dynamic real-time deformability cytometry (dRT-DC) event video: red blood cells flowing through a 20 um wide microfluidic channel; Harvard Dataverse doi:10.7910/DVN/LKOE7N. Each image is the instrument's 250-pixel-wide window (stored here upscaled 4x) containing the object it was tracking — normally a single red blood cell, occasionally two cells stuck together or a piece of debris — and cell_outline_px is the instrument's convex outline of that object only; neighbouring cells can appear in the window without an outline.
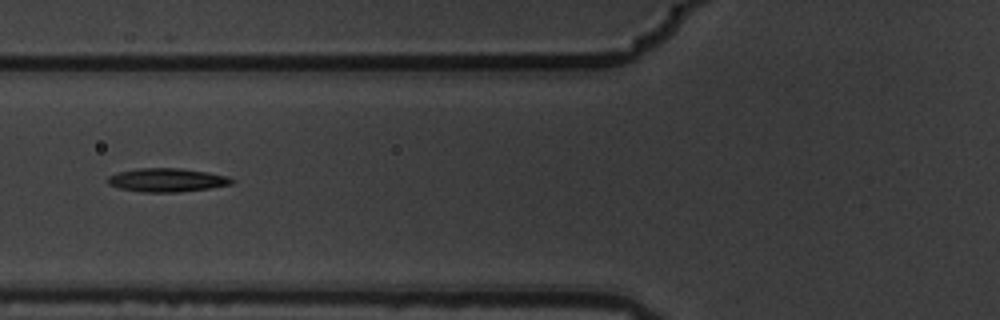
{"species": "common noctule bat (a hibernating species)", "species_latin": "Nyctalus noctula", "temperature_condition": "warm", "stored_images_in_passage": 10, "camera_frame_rate_fps": 3000, "um_per_image_px": 0.085, "animal": {"sex": "male", "body_mass_g": 19.5, "forearm_length_mm": 54.6}, "frame": {"image": 1, "passage_image": 6, "time_ms": 1.667, "image_size_px": [1000, 320], "cell_outline_px": [[232, 184], [208, 188], [180, 192], [140, 192], [120, 188], [108, 184], [108, 176], [116, 172], [136, 168], [184, 168], [208, 172], [228, 176], [232, 180]], "centroid_in_image_um": [14.15, 15.29], "position_along_channel_um": 111.6, "area_um2": 17.11}}
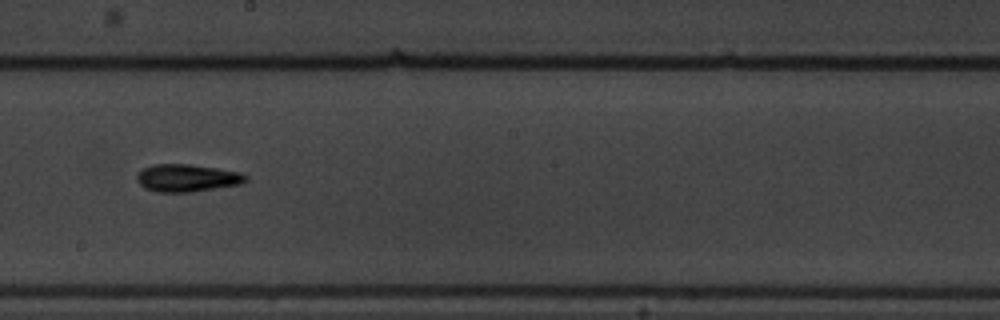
{"frame": {"image": 2, "passage_image": 9, "time_ms": 2.667, "image_size_px": [1000, 320], "cell_outline_px": [[248, 180], [240, 184], [192, 192], [156, 192], [144, 188], [136, 180], [136, 176], [144, 168], [152, 164], [192, 164], [240, 172], [248, 176]], "centroid_in_image_um": [15.89, 15.13], "position_along_channel_um": 232.3, "area_um2": 17.51}}
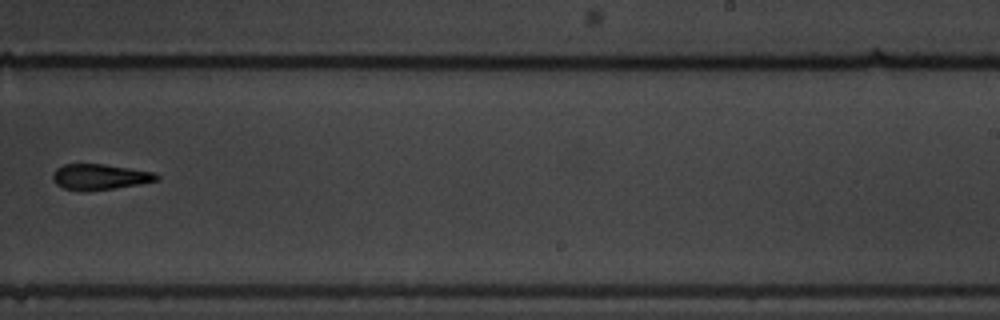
{"frame": {"image": 3, "passage_image": 10, "time_ms": 3.0, "image_size_px": [1000, 320], "cell_outline_px": [[160, 180], [140, 184], [112, 188], [64, 188], [56, 184], [52, 180], [52, 172], [56, 168], [64, 164], [104, 164], [156, 172], [160, 176]], "centroid_in_image_um": [8.54, 14.98], "position_along_channel_um": 280.5, "area_um2": 15.09}}